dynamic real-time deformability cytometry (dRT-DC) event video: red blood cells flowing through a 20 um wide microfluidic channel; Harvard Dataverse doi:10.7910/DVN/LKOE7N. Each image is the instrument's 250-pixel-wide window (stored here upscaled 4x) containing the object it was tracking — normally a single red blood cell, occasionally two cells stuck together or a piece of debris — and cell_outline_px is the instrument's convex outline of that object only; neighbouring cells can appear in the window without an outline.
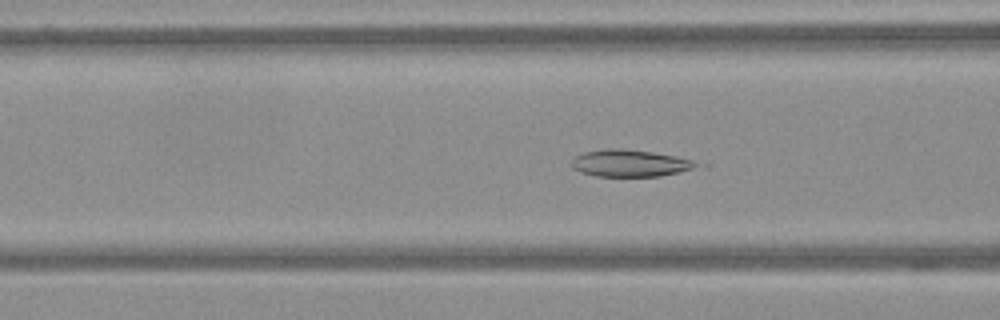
{"species": "Egyptian fruit bat (a non-hibernating species)", "species_latin": "Rousettus aegyptiacus", "temperature_condition": "warm", "stored_images_in_passage": 62, "camera_frame_rate_fps": 3000, "um_per_image_px": 0.085, "frame": {"image": 1, "passage_image": 25, "time_ms": 8.0, "image_size_px": [1000, 320], "cell_outline_px": [[712, 164], [708, 168], [660, 176], [596, 176], [580, 172], [572, 168], [572, 160], [576, 156], [584, 152], [608, 148], [624, 148], [708, 160]], "centroid_in_image_um": [53.92, 13.87], "position_along_channel_um": 112.7, "area_um2": 21.04}}
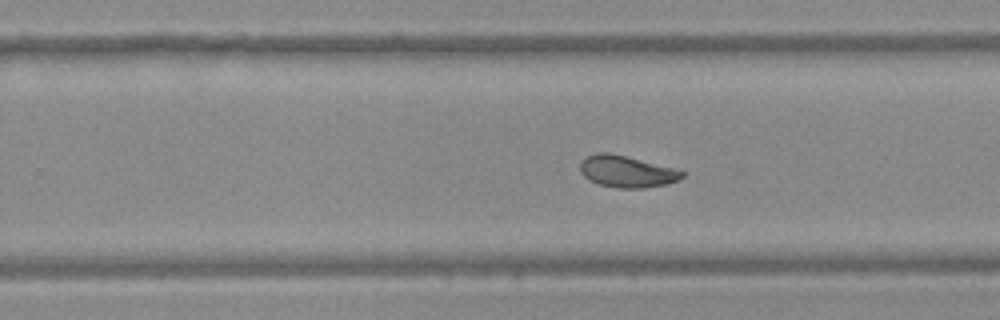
{"frame": {"image": 2, "passage_image": 40, "time_ms": 13.0, "image_size_px": [1000, 320], "cell_outline_px": [[684, 176], [680, 180], [668, 184], [644, 188], [620, 188], [600, 184], [588, 180], [580, 172], [580, 160], [584, 156], [596, 152], [608, 152], [672, 168], [684, 172]], "centroid_in_image_um": [53.22, 14.58], "position_along_channel_um": 276.6, "area_um2": 18.79}}
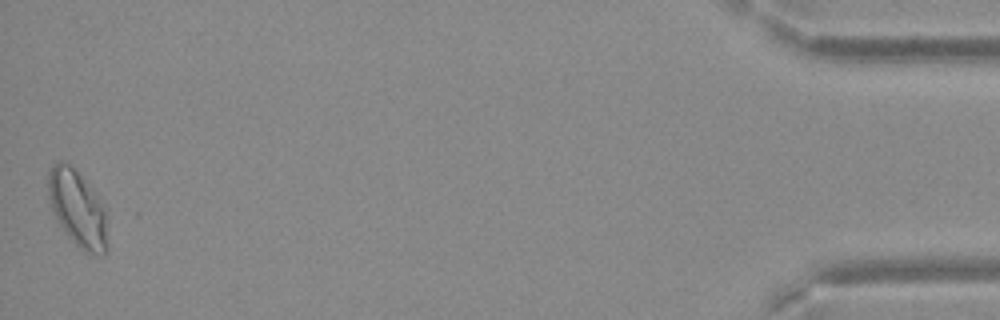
{"frame": {"image": 3, "passage_image": 62, "time_ms": 20.333, "image_size_px": [1000, 320], "cell_outline_px": [[108, 252], [104, 256], [96, 256], [84, 252], [64, 232], [52, 212], [48, 196], [48, 172], [52, 164], [56, 160], [60, 160], [68, 164], [92, 188], [108, 208]], "centroid_in_image_um": [6.66, 17.79], "position_along_channel_um": 428.5, "area_um2": 27.34}}